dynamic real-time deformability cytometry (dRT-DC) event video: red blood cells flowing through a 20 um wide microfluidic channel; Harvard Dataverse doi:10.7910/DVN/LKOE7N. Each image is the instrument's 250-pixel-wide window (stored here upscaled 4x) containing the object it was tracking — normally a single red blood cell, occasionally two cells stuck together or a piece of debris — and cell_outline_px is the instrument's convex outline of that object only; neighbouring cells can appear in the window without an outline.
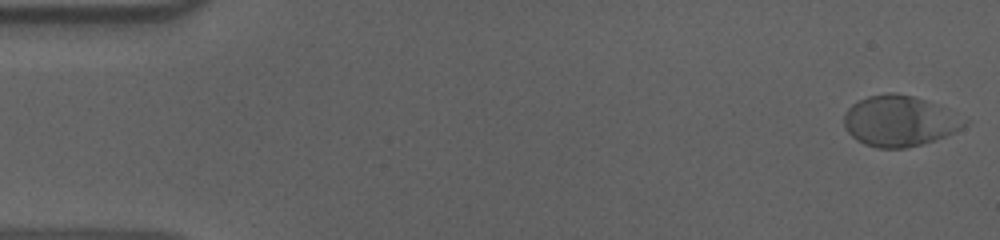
{"species": "human", "species_latin": "Homo sapiens", "temperature_condition": "cold", "stored_images_in_passage": 56, "camera_frame_rate_fps": 3000, "um_per_image_px": 0.085, "donor": {"sex": "male"}, "frame": {"image": 1, "passage_image": 1, "time_ms": 0.0, "image_size_px": [1000, 240], "cell_outline_px": [[968, 120], [960, 128], [944, 136], [920, 144], [904, 148], [876, 148], [864, 144], [856, 140], [848, 132], [844, 124], [844, 116], [848, 108], [852, 104], [868, 96], [888, 92], [892, 92], [912, 96], [924, 100]], "centroid_in_image_um": [76.37, 10.29], "position_along_channel_um": 8.6, "area_um2": 34.8}}
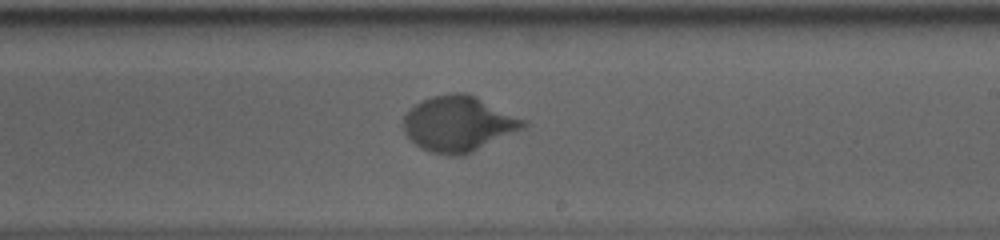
{"frame": {"image": 2, "passage_image": 33, "time_ms": 10.667, "image_size_px": [1000, 240], "cell_outline_px": [[528, 124], [524, 128], [460, 156], [448, 156], [432, 152], [420, 148], [404, 132], [404, 116], [416, 104], [432, 96], [456, 92], [464, 92], [476, 96], [528, 120]], "centroid_in_image_um": [38.99, 10.51], "position_along_channel_um": 250.0, "area_um2": 38.38}}
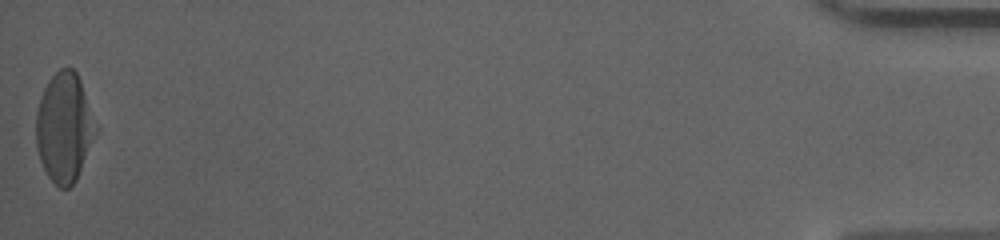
{"frame": {"image": 3, "passage_image": 56, "time_ms": 18.333, "image_size_px": [1000, 240], "cell_outline_px": [[100, 128], [76, 180], [68, 188], [60, 188], [48, 176], [40, 160], [36, 144], [36, 112], [44, 88], [48, 80], [60, 68], [68, 64], [76, 72], [80, 80]], "centroid_in_image_um": [5.5, 10.81], "position_along_channel_um": 429.7, "area_um2": 38.49}, "authors_computed_cell_mechanics": {"area_um2": 36.2406, "velocity_mm_per_s": 3.6072, "shape_relaxation_time_tau1_ms": 3.5673, "shape_relaxation_time_tau2_ms": null, "deformation_change_tau1": 0.1878, "deformation_change_tau2": null}}